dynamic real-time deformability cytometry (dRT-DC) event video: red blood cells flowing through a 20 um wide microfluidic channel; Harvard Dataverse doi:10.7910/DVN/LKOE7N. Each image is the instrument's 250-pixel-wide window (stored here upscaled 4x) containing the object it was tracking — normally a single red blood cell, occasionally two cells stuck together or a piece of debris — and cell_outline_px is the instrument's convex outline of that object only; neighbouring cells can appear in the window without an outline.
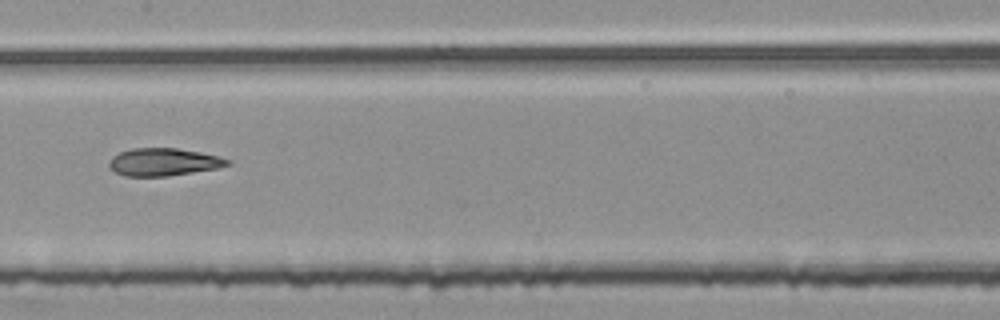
{"species": "common noctule bat (a hibernating species)", "species_latin": "Nyctalus noctula", "temperature_condition": "room temperature", "stored_images_in_passage": 55, "segment_of_instrument_passage": [2, 2], "camera_frame_rate_fps": 3000, "um_per_image_px": 0.085, "animal": {"sex": "female", "body_mass_g": 25.1}, "frame": {"image": 1, "passage_image": 28, "time_ms": 9.0, "image_size_px": [1000, 320], "cell_outline_px": [[232, 164], [216, 168], [168, 176], [124, 176], [116, 172], [108, 164], [112, 156], [120, 152], [132, 148], [176, 148], [200, 152], [220, 156], [232, 160]], "centroid_in_image_um": [13.93, 13.76], "position_along_channel_um": 193.5, "area_um2": 19.02}}
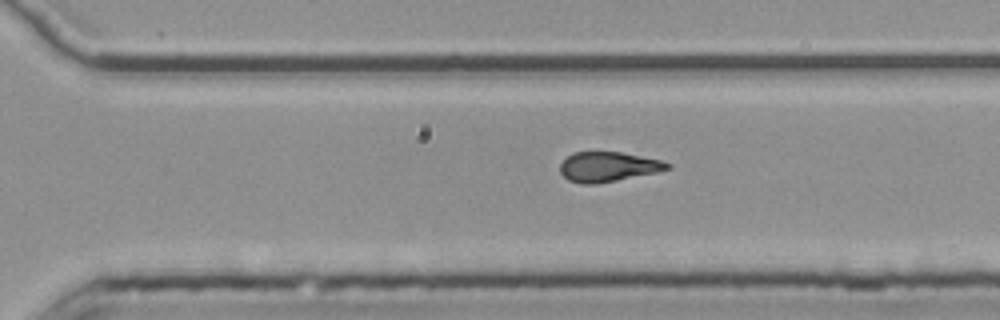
{"frame": {"image": 2, "passage_image": 38, "time_ms": 12.333, "image_size_px": [1000, 320], "cell_outline_px": [[672, 168], [656, 172], [596, 184], [580, 184], [568, 180], [560, 172], [560, 164], [568, 156], [576, 152], [620, 152], [660, 160], [672, 164]], "centroid_in_image_um": [51.68, 14.18], "position_along_channel_um": 318.9, "area_um2": 18.44}}
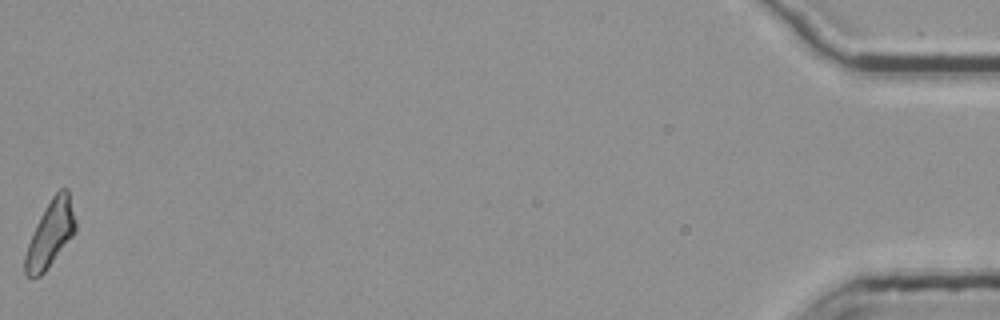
{"frame": {"image": 3, "passage_image": 55, "time_ms": 18.0, "image_size_px": [1000, 320], "cell_outline_px": [[76, 232], [44, 272], [40, 276], [28, 276], [24, 272], [24, 256], [28, 244], [36, 224], [44, 208], [52, 196], [60, 188], [68, 188], [76, 220]], "centroid_in_image_um": [4.29, 19.85], "position_along_channel_um": 430.9, "area_um2": 19.36}}